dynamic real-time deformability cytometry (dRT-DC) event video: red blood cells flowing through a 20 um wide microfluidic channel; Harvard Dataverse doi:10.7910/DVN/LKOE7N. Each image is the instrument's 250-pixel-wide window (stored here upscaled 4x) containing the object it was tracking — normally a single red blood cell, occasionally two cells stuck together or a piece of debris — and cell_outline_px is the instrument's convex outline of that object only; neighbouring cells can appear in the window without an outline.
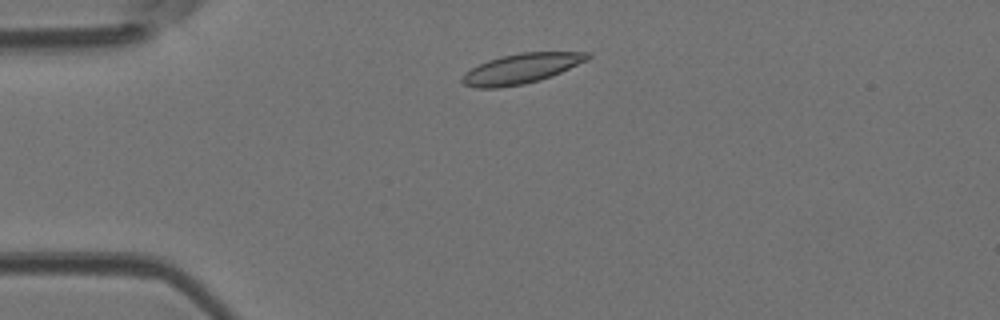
{"species": "Egyptian fruit bat (a non-hibernating species)", "species_latin": "Rousettus aegyptiacus", "temperature_condition": "room temperature", "stored_images_in_passage": 4, "camera_frame_rate_fps": 3000, "um_per_image_px": 0.085, "animal": {"sex": "female"}, "frame": {"image": 1, "passage_image": 2, "time_ms": 0.333, "image_size_px": [1000, 320], "cell_outline_px": [[592, 56], [588, 60], [560, 72], [540, 80], [524, 84], [500, 88], [476, 88], [464, 84], [460, 80], [460, 76], [464, 72], [488, 60], [500, 56], [520, 52], [588, 52]], "centroid_in_image_um": [44.27, 5.83], "position_along_channel_um": 40.7, "area_um2": 21.96}}